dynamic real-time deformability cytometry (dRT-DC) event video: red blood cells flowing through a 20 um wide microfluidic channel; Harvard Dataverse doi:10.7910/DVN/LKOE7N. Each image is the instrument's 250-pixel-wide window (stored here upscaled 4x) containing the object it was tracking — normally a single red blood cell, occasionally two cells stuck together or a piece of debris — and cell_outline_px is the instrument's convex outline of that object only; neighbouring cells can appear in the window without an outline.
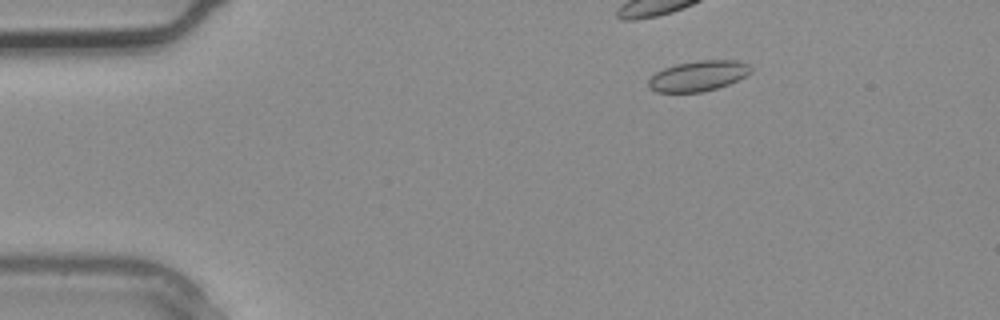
{"species": "common noctule bat (a hibernating species)", "species_latin": "Nyctalus noctula", "temperature_condition": "warm", "stored_images_in_passage": 3, "camera_frame_rate_fps": 3000, "um_per_image_px": 0.085, "animal": {"sex": "male", "body_mass_g": 20.4}, "frame": {"image": 1, "passage_image": 2, "time_ms": 0.333, "image_size_px": [1000, 320], "cell_outline_px": [[752, 72], [728, 84], [716, 88], [700, 92], [656, 92], [648, 88], [648, 80], [656, 72], [664, 68], [676, 64], [700, 60], [736, 60], [748, 64], [752, 68]], "centroid_in_image_um": [59.33, 6.45], "position_along_channel_um": 25.7, "area_um2": 18.03}}